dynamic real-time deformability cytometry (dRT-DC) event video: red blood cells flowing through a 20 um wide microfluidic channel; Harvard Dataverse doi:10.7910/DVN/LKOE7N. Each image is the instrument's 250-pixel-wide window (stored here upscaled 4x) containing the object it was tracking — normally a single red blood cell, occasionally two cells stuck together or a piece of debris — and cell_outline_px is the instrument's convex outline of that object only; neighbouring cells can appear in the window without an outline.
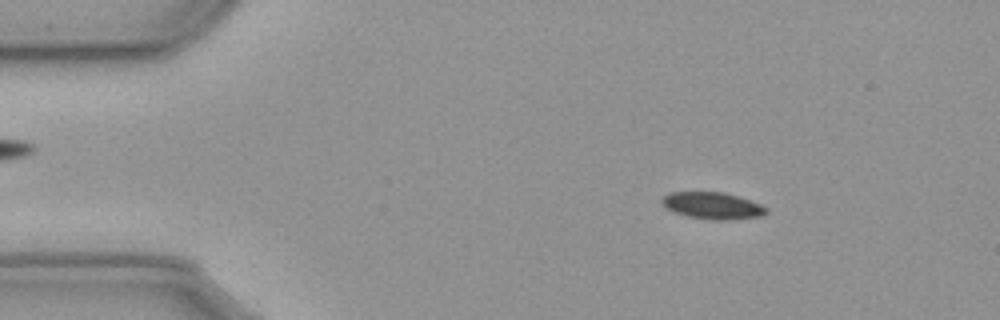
{"species": "common noctule bat (a hibernating species)", "species_latin": "Nyctalus noctula", "temperature_condition": "cold", "stored_images_in_passage": 57, "camera_frame_rate_fps": 3000, "um_per_image_px": 0.085, "animal": {"sex": "male", "body_mass_g": 23.1, "forearm_length_mm": 52.7}, "frame": {"image": 1, "passage_image": 8, "time_ms": 2.333, "image_size_px": [1000, 320], "cell_outline_px": [[768, 212], [760, 216], [724, 220], [720, 220], [688, 216], [676, 212], [668, 208], [660, 200], [664, 196], [672, 192], [724, 192], [760, 204], [768, 208]], "centroid_in_image_um": [60.59, 17.47], "position_along_channel_um": 24.4, "area_um2": 15.84}}
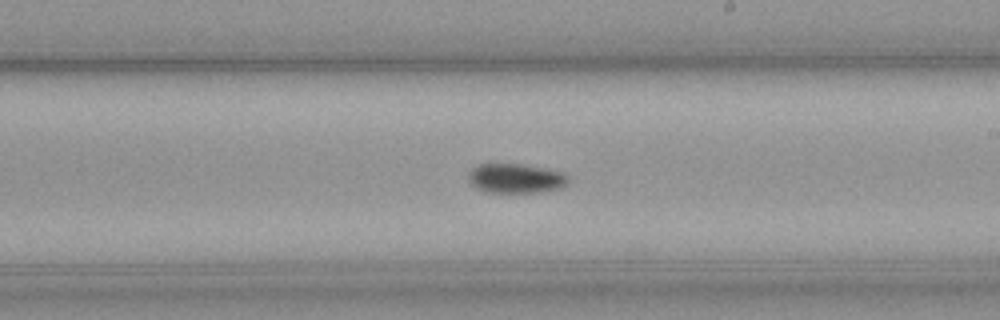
{"frame": {"image": 2, "passage_image": 32, "time_ms": 10.333, "image_size_px": [1000, 320], "cell_outline_px": [[568, 184], [564, 188], [544, 192], [488, 192], [476, 188], [468, 180], [468, 172], [472, 168], [480, 164], [520, 164], [544, 168], [564, 172], [568, 176]], "centroid_in_image_um": [43.88, 15.17], "position_along_channel_um": 245.1, "area_um2": 17.34}}
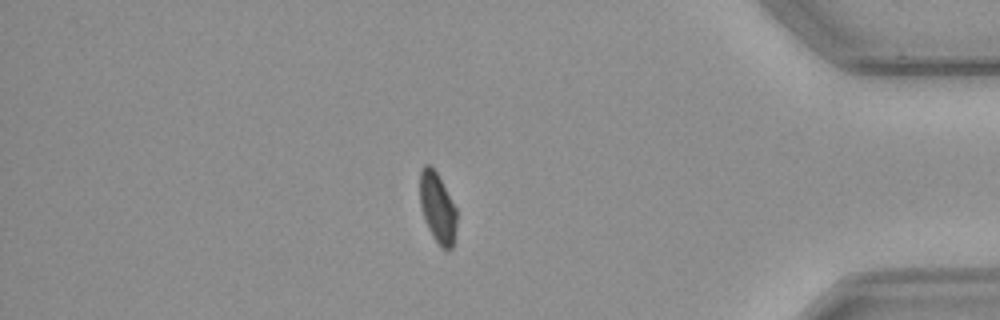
{"frame": {"image": 3, "passage_image": 48, "time_ms": 15.667, "image_size_px": [1000, 320], "cell_outline_px": [[456, 224], [452, 248], [448, 252], [432, 236], [428, 228], [420, 204], [420, 172], [424, 164], [428, 164], [436, 172], [456, 208]], "centroid_in_image_um": [37.18, 17.66], "position_along_channel_um": 398.0, "area_um2": 14.68}, "authors_computed_cell_mechanics": {"area_um2": 16.7042, "velocity_mm_per_s": 3.5877, "shape_relaxation_time_tau1_ms": 7.6556, "shape_relaxation_time_tau2_ms": null, "deformation_change_tau1": 0.1148, "deformation_change_tau2": null}}